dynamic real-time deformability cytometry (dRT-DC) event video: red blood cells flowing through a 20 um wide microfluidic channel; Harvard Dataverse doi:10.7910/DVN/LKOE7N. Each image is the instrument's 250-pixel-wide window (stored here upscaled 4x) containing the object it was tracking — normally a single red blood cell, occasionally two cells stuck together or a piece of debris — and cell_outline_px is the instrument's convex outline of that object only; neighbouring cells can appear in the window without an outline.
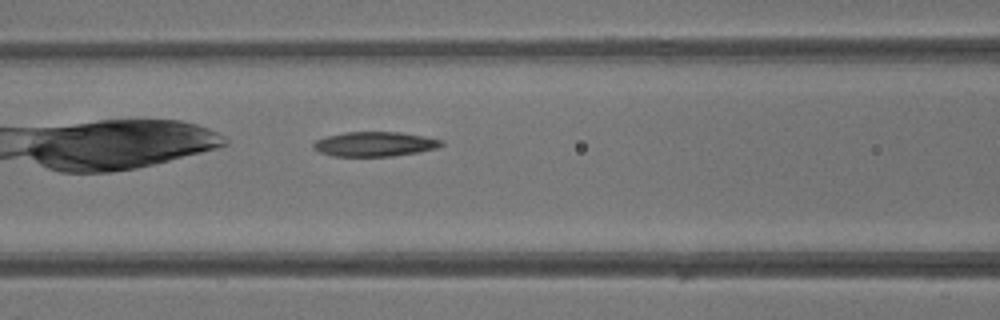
{"species": "common noctule bat (a hibernating species)", "species_latin": "Nyctalus noctula", "temperature_condition": "warm", "stored_images_in_passage": 5, "camera_frame_rate_fps": 3000, "um_per_image_px": 0.085, "animal": {"sex": "male", "body_mass_g": 13.3}, "frame": {"image": 1, "passage_image": 5, "time_ms": 4.667, "image_size_px": [1000, 320], "cell_outline_px": [[444, 144], [436, 148], [420, 152], [392, 156], [332, 156], [320, 152], [312, 148], [312, 144], [316, 140], [328, 136], [344, 132], [400, 132], [424, 136], [444, 140]], "centroid_in_image_um": [31.86, 12.24], "position_along_channel_um": 134.7, "area_um2": 18.44}}